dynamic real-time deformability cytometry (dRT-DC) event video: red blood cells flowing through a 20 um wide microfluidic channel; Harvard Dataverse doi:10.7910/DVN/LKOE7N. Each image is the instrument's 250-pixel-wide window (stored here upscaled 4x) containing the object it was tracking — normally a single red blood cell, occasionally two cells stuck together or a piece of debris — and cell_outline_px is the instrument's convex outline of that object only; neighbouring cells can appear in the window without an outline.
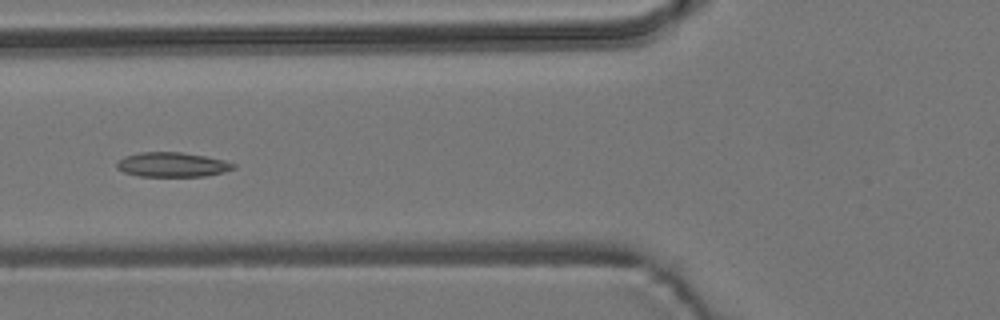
{"species": "common noctule bat (a hibernating species)", "species_latin": "Nyctalus noctula", "temperature_condition": "room temperature", "stored_images_in_passage": 8, "camera_frame_rate_fps": 3000, "um_per_image_px": 0.085, "animal": {"sex": "male", "body_mass_g": 19.2, "forearm_length_mm": 51.8}, "frame": {"image": 1, "passage_image": 5, "time_ms": 9.0, "image_size_px": [1000, 320], "cell_outline_px": [[236, 168], [224, 172], [204, 176], [140, 176], [124, 172], [116, 168], [116, 164], [124, 156], [140, 152], [180, 152], [204, 156], [224, 160], [236, 164]], "centroid_in_image_um": [14.65, 13.99], "position_along_channel_um": 111.2, "area_um2": 16.65}}
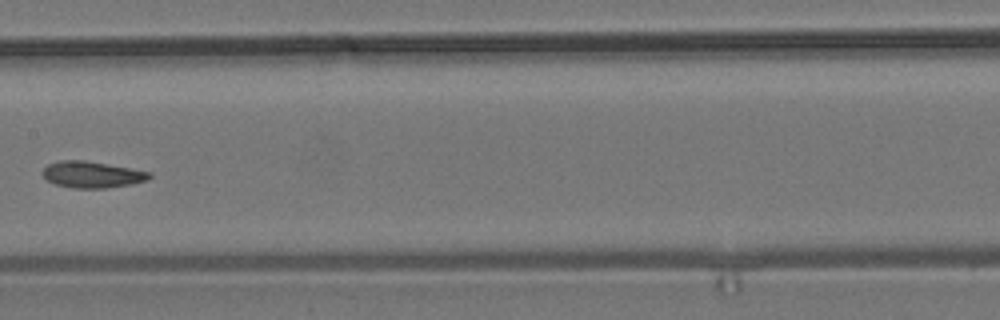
{"frame": {"image": 2, "passage_image": 7, "time_ms": 11.333, "image_size_px": [1000, 320], "cell_outline_px": [[152, 176], [148, 180], [132, 184], [104, 188], [72, 188], [56, 184], [48, 180], [44, 176], [44, 168], [48, 164], [60, 160], [84, 160], [152, 172]], "centroid_in_image_um": [7.86, 14.84], "position_along_channel_um": 199.5, "area_um2": 16.3}}
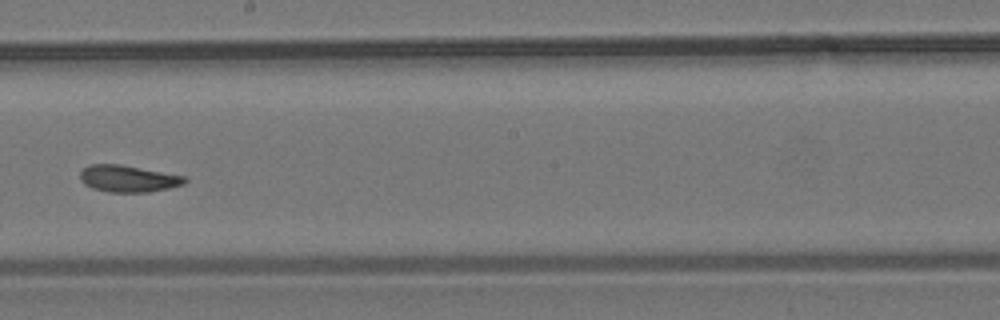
{"frame": {"image": 3, "passage_image": 8, "time_ms": 12.333, "image_size_px": [1000, 320], "cell_outline_px": [[188, 180], [184, 184], [168, 188], [148, 192], [108, 192], [92, 188], [84, 184], [80, 180], [80, 172], [84, 168], [92, 164], [120, 164], [188, 176]], "centroid_in_image_um": [10.92, 15.18], "position_along_channel_um": 237.3, "area_um2": 16.47}}